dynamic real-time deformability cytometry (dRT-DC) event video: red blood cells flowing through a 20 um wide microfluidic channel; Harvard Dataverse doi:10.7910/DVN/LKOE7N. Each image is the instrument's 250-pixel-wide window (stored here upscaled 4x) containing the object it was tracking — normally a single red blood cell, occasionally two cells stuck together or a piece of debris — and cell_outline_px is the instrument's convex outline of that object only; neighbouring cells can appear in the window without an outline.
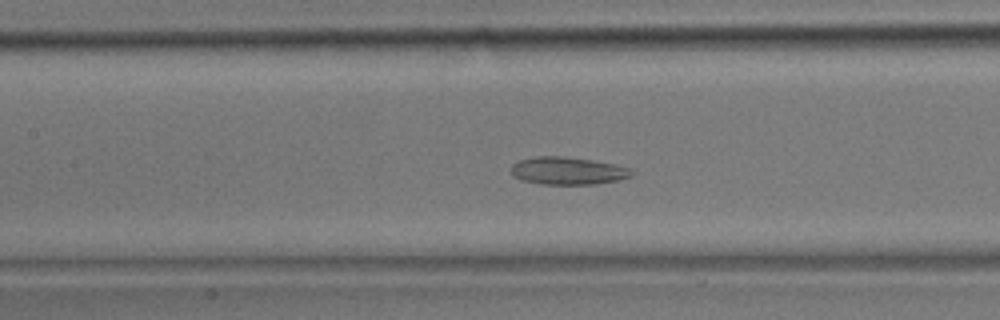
{"species": "common noctule bat (a hibernating species)", "species_latin": "Nyctalus noctula", "temperature_condition": "room temperature", "stored_images_in_passage": 39, "camera_frame_rate_fps": 3000, "um_per_image_px": 0.085, "animal": {"sex": "male", "body_mass_g": 17.9}, "frame": {"image": 1, "passage_image": 18, "time_ms": 5.667, "image_size_px": [1000, 320], "cell_outline_px": [[636, 172], [632, 176], [616, 180], [596, 184], [540, 184], [524, 180], [512, 176], [512, 164], [520, 160], [536, 156], [564, 156], [592, 160], [616, 164], [632, 168]], "centroid_in_image_um": [48.31, 14.51], "position_along_channel_um": 159.1, "area_um2": 19.48}}
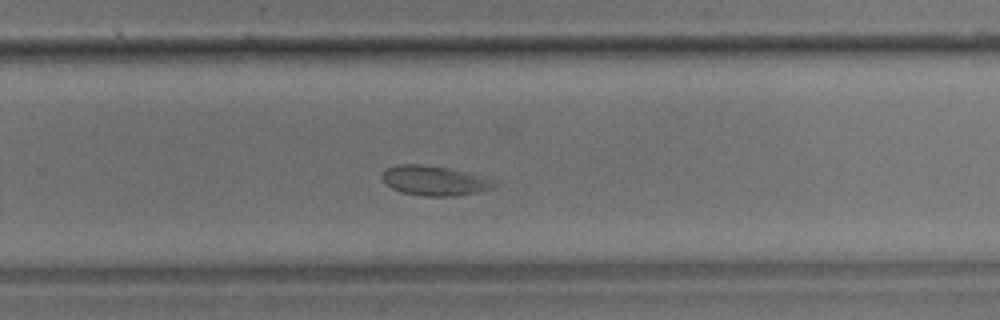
{"frame": {"image": 2, "passage_image": 26, "time_ms": 8.333, "image_size_px": [1000, 320], "cell_outline_px": [[500, 184], [492, 188], [476, 192], [456, 196], [424, 196], [400, 192], [392, 188], [380, 176], [388, 168], [396, 164], [420, 164], [448, 168], [500, 180]], "centroid_in_image_um": [36.99, 15.35], "position_along_channel_um": 292.8, "area_um2": 19.54}}
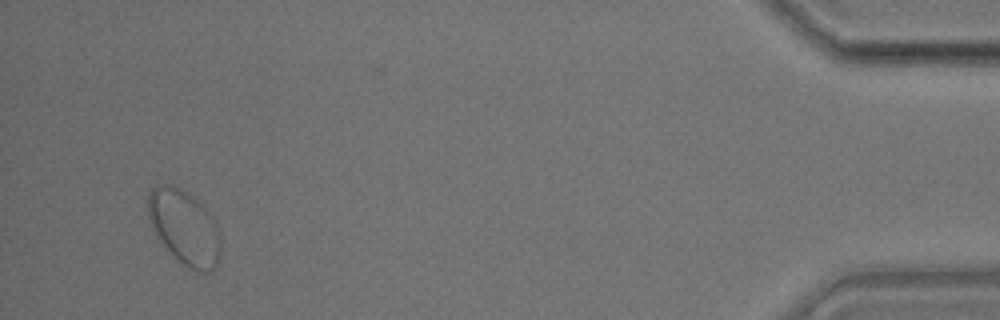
{"frame": {"image": 3, "passage_image": 38, "time_ms": 12.333, "image_size_px": [1000, 320], "cell_outline_px": [[220, 256], [216, 268], [212, 272], [196, 272], [184, 264], [164, 244], [156, 232], [148, 216], [148, 192], [156, 184], [172, 184], [192, 196], [204, 204], [216, 220], [220, 232]], "centroid_in_image_um": [15.73, 19.3], "position_along_channel_um": 419.5, "area_um2": 31.62}}